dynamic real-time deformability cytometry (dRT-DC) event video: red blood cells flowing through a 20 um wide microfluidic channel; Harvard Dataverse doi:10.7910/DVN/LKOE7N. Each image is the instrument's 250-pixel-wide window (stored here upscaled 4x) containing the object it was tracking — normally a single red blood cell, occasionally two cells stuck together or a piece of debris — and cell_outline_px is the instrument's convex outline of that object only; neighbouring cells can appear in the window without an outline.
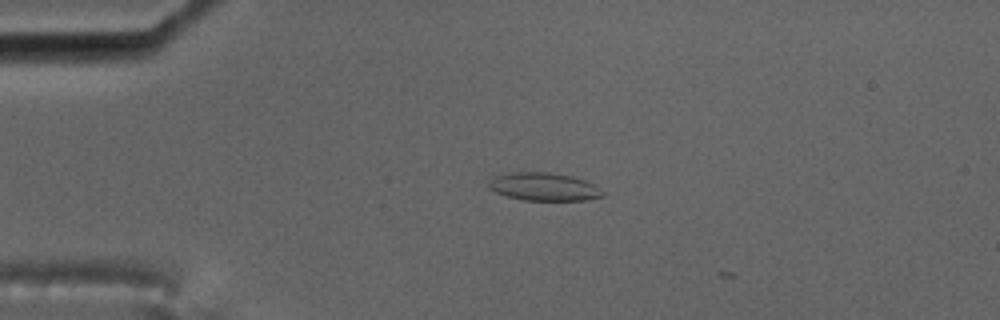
{"species": "common noctule bat (a hibernating species)", "species_latin": "Nyctalus noctula", "temperature_condition": "cold", "stored_images_in_passage": 2, "camera_frame_rate_fps": 3000, "um_per_image_px": 0.085, "animal": {"sex": "male", "body_mass_g": 17.5, "forearm_length_mm": 52.3}, "frame": {"image": 1, "passage_image": 1, "time_ms": 0.0, "image_size_px": [1000, 320], "cell_outline_px": [[604, 196], [584, 200], [524, 200], [508, 196], [496, 192], [488, 188], [488, 180], [492, 176], [512, 172], [548, 172], [572, 176], [584, 180], [592, 184], [604, 192]], "centroid_in_image_um": [46.18, 15.86], "position_along_channel_um": 38.8, "area_um2": 18.55}}